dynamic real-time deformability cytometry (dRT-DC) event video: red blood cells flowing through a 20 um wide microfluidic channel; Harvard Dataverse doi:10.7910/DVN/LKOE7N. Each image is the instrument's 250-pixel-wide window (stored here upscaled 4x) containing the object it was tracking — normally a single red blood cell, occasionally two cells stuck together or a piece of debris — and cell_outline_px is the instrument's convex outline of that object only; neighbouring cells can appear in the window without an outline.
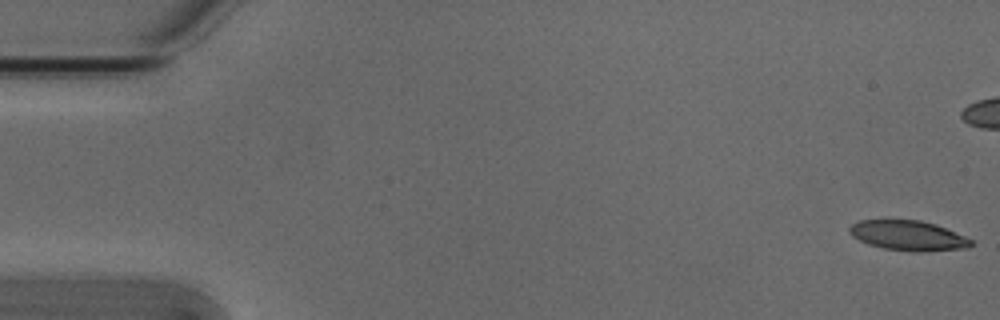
{"species": "Egyptian fruit bat (a non-hibernating species)", "species_latin": "Rousettus aegyptiacus", "temperature_condition": "cold", "stored_images_in_passage": 6, "camera_frame_rate_fps": 3000, "um_per_image_px": 0.085, "animal": {"sex": "male"}, "frame": {"image": 1, "passage_image": 1, "time_ms": 0.0, "image_size_px": [1000, 320], "cell_outline_px": [[972, 244], [968, 248], [920, 252], [912, 252], [884, 248], [868, 244], [852, 236], [848, 232], [848, 228], [852, 224], [860, 220], [920, 220], [936, 224], [964, 236], [972, 240]], "centroid_in_image_um": [77.18, 20.02], "position_along_channel_um": 7.8, "area_um2": 21.21}}